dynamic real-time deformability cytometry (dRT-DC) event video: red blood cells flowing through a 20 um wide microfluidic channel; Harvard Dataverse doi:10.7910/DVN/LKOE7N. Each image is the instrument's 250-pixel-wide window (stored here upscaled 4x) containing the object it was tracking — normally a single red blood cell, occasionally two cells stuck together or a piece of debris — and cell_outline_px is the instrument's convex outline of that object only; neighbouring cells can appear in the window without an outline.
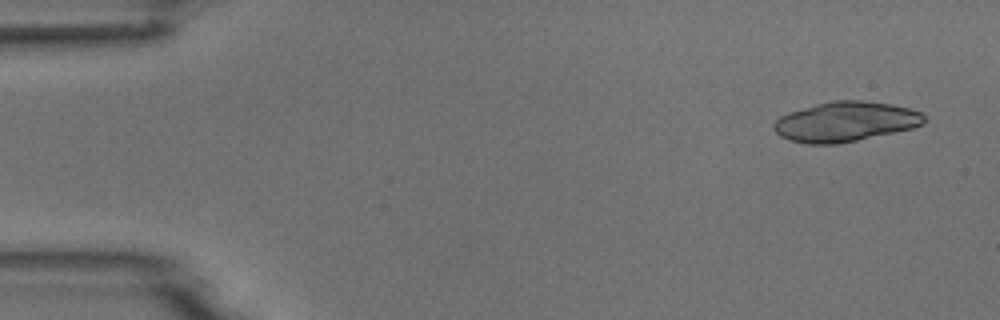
{"species": "common noctule bat (a hibernating species)", "species_latin": "Nyctalus noctula", "temperature_condition": "room temperature", "stored_images_in_passage": 9, "camera_frame_rate_fps": 3000, "um_per_image_px": 0.085, "animal": {"sex": "male", "body_mass_g": 18.8}, "frame": {"image": 1, "passage_image": 1, "time_ms": 0.0, "image_size_px": [1000, 320], "cell_outline_px": [[924, 124], [912, 128], [856, 140], [836, 144], [808, 144], [788, 140], [780, 136], [772, 128], [772, 124], [780, 116], [788, 112], [816, 104], [832, 100], [864, 100], [892, 104], [908, 108], [920, 112], [924, 116]], "centroid_in_image_um": [71.82, 10.33], "position_along_channel_um": 13.2, "area_um2": 34.91}}